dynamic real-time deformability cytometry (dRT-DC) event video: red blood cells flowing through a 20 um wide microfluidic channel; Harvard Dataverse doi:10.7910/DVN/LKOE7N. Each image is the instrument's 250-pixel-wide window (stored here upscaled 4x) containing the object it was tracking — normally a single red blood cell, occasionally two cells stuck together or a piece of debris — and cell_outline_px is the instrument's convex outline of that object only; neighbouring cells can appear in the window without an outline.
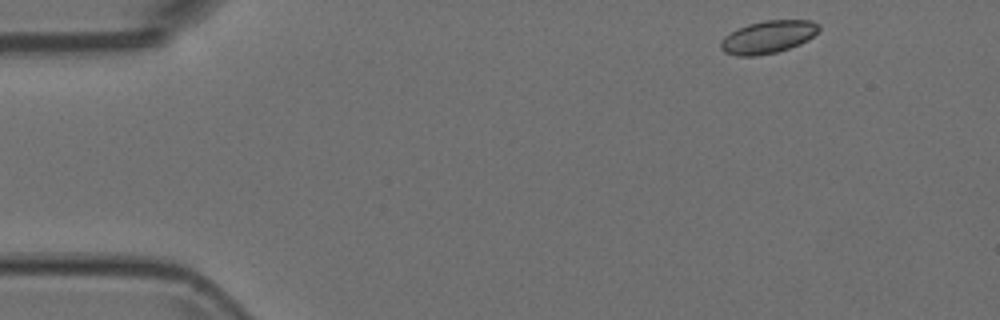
{"species": "Egyptian fruit bat (a non-hibernating species)", "species_latin": "Rousettus aegyptiacus", "temperature_condition": "room temperature", "stored_images_in_passage": 49, "camera_frame_rate_fps": 3000, "um_per_image_px": 0.085, "animal": {"sex": "female"}, "frame": {"image": 1, "passage_image": 1, "time_ms": 0.0, "image_size_px": [1000, 320], "cell_outline_px": [[820, 28], [808, 40], [800, 44], [776, 52], [756, 56], [736, 56], [724, 52], [720, 48], [720, 40], [724, 36], [748, 24], [764, 20], [812, 20], [820, 24]], "centroid_in_image_um": [65.28, 3.14], "position_along_channel_um": 19.7, "area_um2": 18.67}}
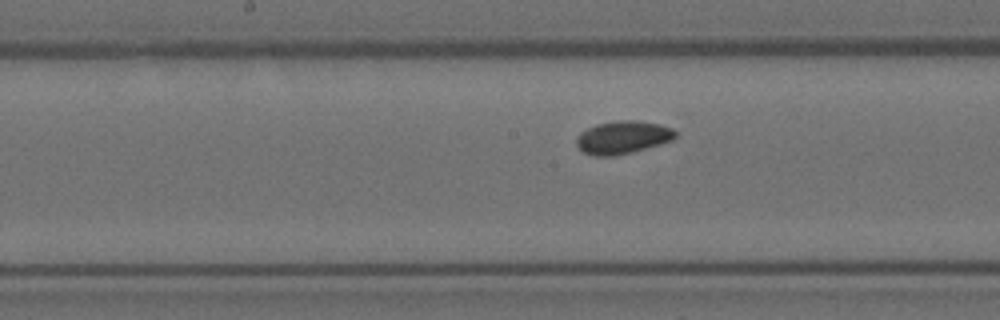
{"frame": {"image": 2, "passage_image": 22, "time_ms": 7.0, "image_size_px": [1000, 320], "cell_outline_px": [[676, 136], [672, 140], [660, 144], [632, 152], [612, 156], [596, 156], [584, 152], [576, 144], [576, 136], [580, 132], [596, 124], [620, 120], [636, 120], [660, 124], [672, 128], [676, 132]], "centroid_in_image_um": [52.93, 11.67], "position_along_channel_um": 195.3, "area_um2": 18.9}}
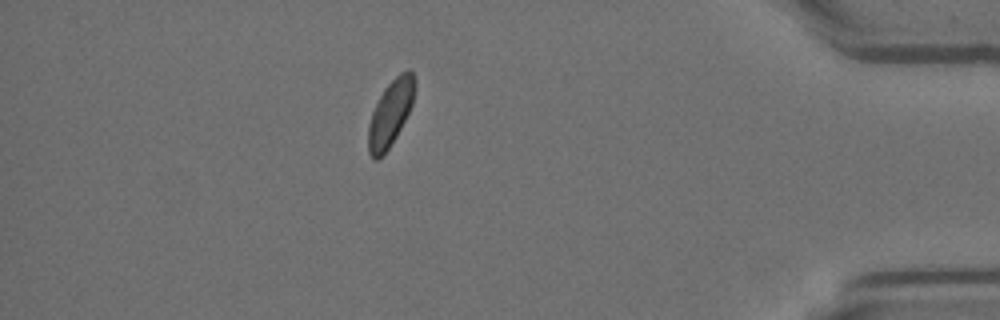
{"frame": {"image": 3, "passage_image": 42, "time_ms": 13.667, "image_size_px": [1000, 320], "cell_outline_px": [[416, 88], [412, 104], [396, 136], [388, 148], [376, 160], [372, 160], [368, 152], [368, 124], [372, 112], [384, 88], [400, 72], [408, 68], [412, 72], [416, 80]], "centroid_in_image_um": [33.19, 9.58], "position_along_channel_um": 402.0, "area_um2": 17.74}}